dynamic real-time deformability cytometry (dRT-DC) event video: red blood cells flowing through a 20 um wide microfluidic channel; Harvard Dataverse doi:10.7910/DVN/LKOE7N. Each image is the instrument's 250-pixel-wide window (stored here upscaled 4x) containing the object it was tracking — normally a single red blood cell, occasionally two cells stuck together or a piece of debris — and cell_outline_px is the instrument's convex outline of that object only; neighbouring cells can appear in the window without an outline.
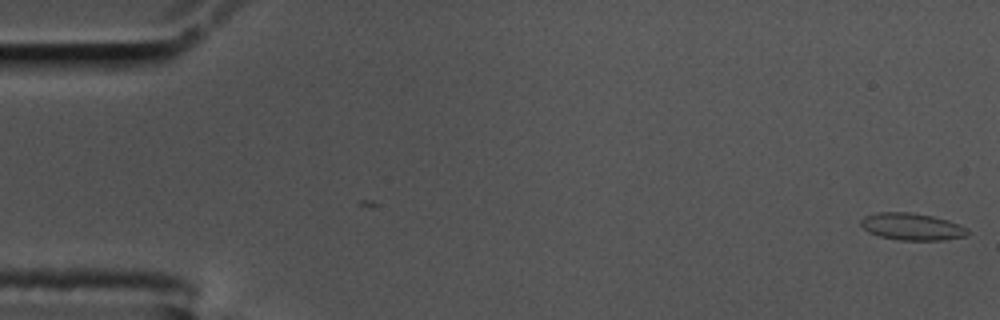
{"species": "common noctule bat (a hibernating species)", "species_latin": "Nyctalus noctula", "temperature_condition": "cold", "stored_images_in_passage": 2, "camera_frame_rate_fps": 3000, "um_per_image_px": 0.085, "animal": {"sex": "male", "body_mass_g": 17.5, "forearm_length_mm": 52.3}, "frame": {"image": 1, "passage_image": 2, "time_ms": 0.333, "image_size_px": [1000, 320], "cell_outline_px": [[968, 236], [944, 240], [900, 240], [880, 236], [868, 232], [860, 224], [860, 220], [864, 216], [876, 212], [912, 212], [932, 216], [948, 220], [968, 228]], "centroid_in_image_um": [77.51, 19.26], "position_along_channel_um": 7.5, "area_um2": 16.94}}